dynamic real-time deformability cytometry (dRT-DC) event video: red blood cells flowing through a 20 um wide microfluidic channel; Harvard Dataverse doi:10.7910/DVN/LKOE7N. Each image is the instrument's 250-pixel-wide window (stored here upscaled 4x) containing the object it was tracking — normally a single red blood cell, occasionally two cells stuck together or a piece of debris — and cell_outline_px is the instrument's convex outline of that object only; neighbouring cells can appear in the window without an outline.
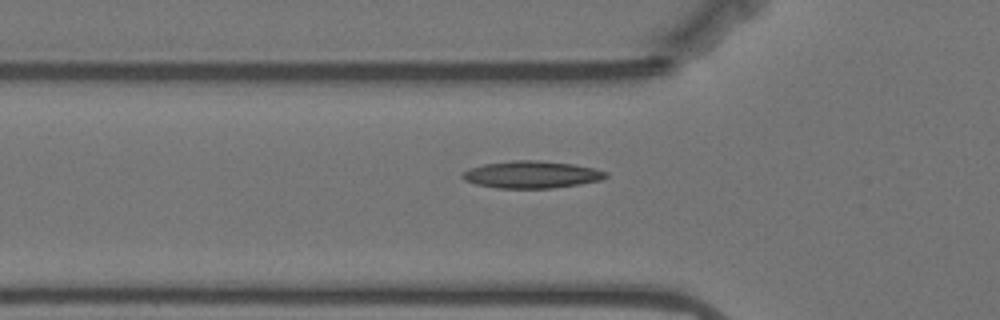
{"species": "Egyptian fruit bat (a non-hibernating species)", "species_latin": "Rousettus aegyptiacus", "temperature_condition": "warm", "stored_images_in_passage": 38, "camera_frame_rate_fps": 3000, "um_per_image_px": 0.085, "animal": {"sex": "female"}, "frame": {"image": 1, "passage_image": 7, "time_ms": 2.0, "image_size_px": [1000, 320], "cell_outline_px": [[608, 176], [600, 180], [580, 184], [552, 188], [496, 188], [476, 184], [464, 180], [460, 176], [460, 172], [468, 168], [484, 164], [512, 160], [540, 160], [572, 164], [596, 168], [608, 172]], "centroid_in_image_um": [45.16, 14.83], "position_along_channel_um": 80.6, "area_um2": 22.95}}
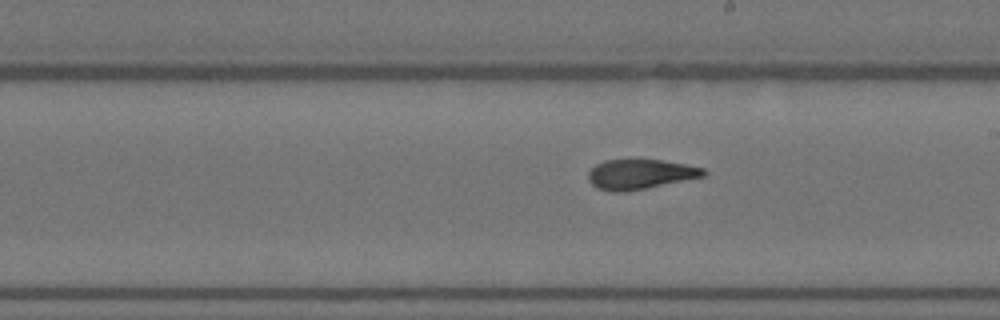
{"frame": {"image": 2, "passage_image": 20, "time_ms": 6.333, "image_size_px": [1000, 320], "cell_outline_px": [[708, 172], [704, 176], [624, 192], [608, 192], [596, 188], [588, 180], [588, 172], [596, 164], [604, 160], [628, 156], [664, 160], [704, 168]], "centroid_in_image_um": [54.35, 14.75], "position_along_channel_um": 234.7, "area_um2": 20.81}}
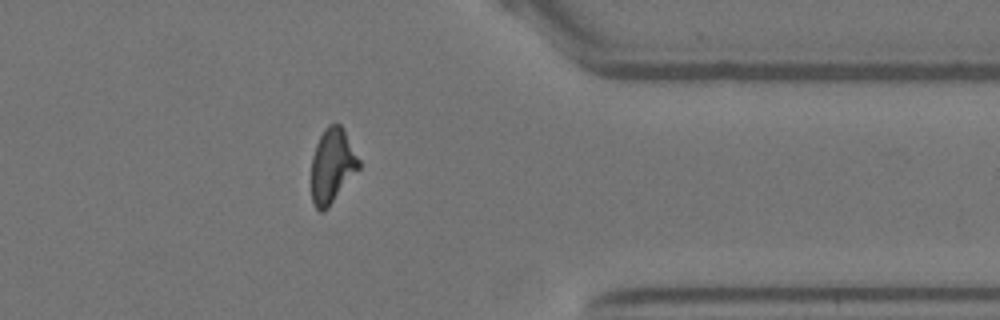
{"frame": {"image": 3, "passage_image": 34, "time_ms": 11.0, "image_size_px": [1000, 320], "cell_outline_px": [[360, 168], [328, 208], [324, 212], [320, 212], [312, 204], [312, 156], [316, 144], [324, 128], [328, 124], [340, 124], [360, 160]], "centroid_in_image_um": [28.23, 14.12], "position_along_channel_um": 383.2, "area_um2": 20.58}}